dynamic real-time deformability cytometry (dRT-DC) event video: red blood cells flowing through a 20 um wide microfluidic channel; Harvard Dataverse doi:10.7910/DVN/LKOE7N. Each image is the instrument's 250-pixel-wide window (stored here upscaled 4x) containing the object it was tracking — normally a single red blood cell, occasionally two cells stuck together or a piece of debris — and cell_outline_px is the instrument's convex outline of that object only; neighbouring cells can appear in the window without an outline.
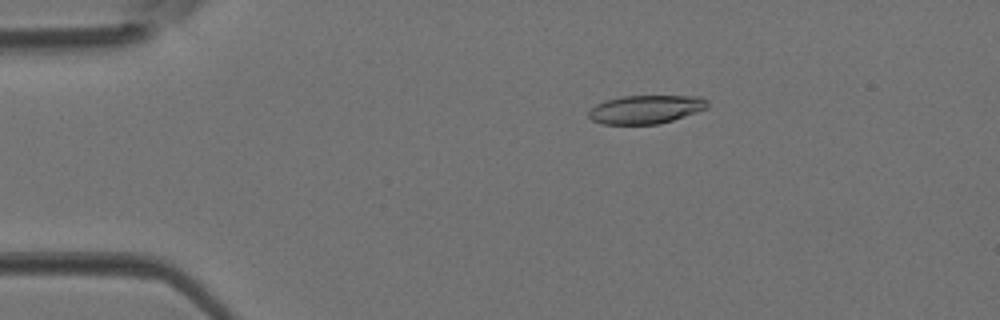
{"species": "Egyptian fruit bat (a non-hibernating species)", "species_latin": "Rousettus aegyptiacus", "temperature_condition": "room temperature", "stored_images_in_passage": 4, "camera_frame_rate_fps": 3000, "um_per_image_px": 0.085, "animal": {"sex": "female"}, "frame": {"image": 1, "passage_image": 3, "time_ms": 0.667, "image_size_px": [1000, 320], "cell_outline_px": [[708, 108], [660, 124], [600, 124], [592, 120], [588, 116], [588, 112], [596, 104], [604, 100], [624, 96], [700, 96], [708, 100]], "centroid_in_image_um": [54.88, 9.29], "position_along_channel_um": 30.1, "area_um2": 19.77}}